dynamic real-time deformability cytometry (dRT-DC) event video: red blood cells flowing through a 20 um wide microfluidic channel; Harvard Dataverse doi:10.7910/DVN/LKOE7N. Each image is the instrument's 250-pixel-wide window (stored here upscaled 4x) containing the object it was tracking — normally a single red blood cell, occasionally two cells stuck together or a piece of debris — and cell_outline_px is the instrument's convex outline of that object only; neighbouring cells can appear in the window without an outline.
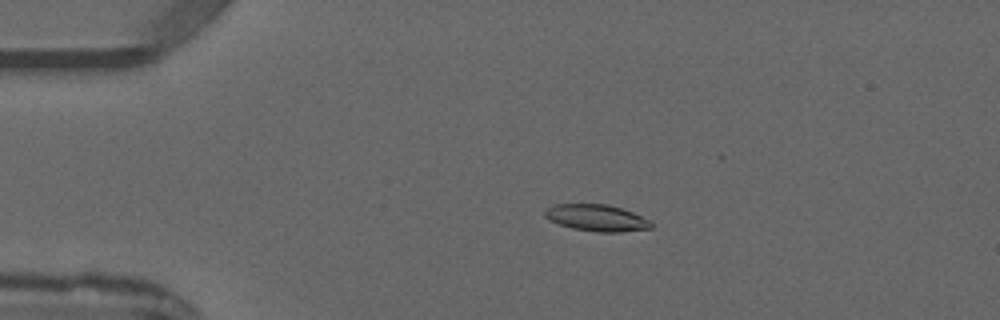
{"species": "common noctule bat (a hibernating species)", "species_latin": "Nyctalus noctula", "temperature_condition": "warm", "stored_images_in_passage": 2, "camera_frame_rate_fps": 3000, "um_per_image_px": 0.085, "animal": {"sex": "male", "forearm_length_mm": 52.5}, "frame": {"image": 1, "passage_image": 2, "time_ms": 1.0, "image_size_px": [1000, 320], "cell_outline_px": [[652, 228], [620, 232], [596, 232], [572, 228], [560, 224], [544, 216], [544, 208], [552, 204], [608, 204], [632, 212], [652, 220]], "centroid_in_image_um": [50.72, 18.51], "position_along_channel_um": 34.3, "area_um2": 16.59}}